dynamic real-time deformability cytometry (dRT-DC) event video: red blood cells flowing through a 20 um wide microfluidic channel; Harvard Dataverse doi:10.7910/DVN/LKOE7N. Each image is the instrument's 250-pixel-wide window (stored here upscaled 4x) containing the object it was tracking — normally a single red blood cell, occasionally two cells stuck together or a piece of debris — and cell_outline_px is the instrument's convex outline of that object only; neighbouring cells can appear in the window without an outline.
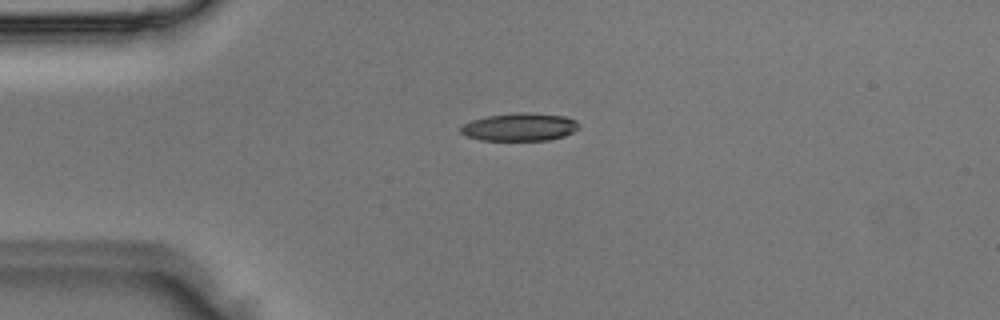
{"species": "Egyptian fruit bat (a non-hibernating species)", "species_latin": "Rousettus aegyptiacus", "temperature_condition": "room temperature", "stored_images_in_passage": 1, "camera_frame_rate_fps": 3000, "um_per_image_px": 0.085, "animal": {"sex": "male"}, "frame": {"image": 1, "passage_image": 1, "time_ms": 0.0, "image_size_px": [1000, 320], "cell_outline_px": [[580, 128], [564, 136], [548, 140], [480, 140], [468, 136], [460, 132], [460, 128], [464, 124], [472, 120], [488, 116], [520, 112], [528, 112], [564, 116], [576, 120], [580, 124]], "centroid_in_image_um": [44.21, 10.79], "position_along_channel_um": 40.8, "area_um2": 19.13}}